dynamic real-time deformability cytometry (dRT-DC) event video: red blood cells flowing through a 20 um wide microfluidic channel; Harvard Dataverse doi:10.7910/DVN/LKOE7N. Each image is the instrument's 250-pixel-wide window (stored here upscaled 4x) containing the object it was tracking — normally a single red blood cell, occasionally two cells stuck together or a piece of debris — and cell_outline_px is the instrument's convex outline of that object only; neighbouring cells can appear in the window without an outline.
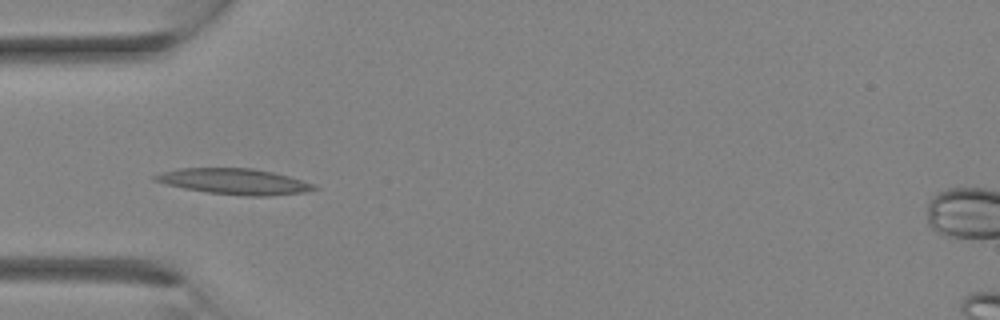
{"species": "Egyptian fruit bat (a non-hibernating species)", "species_latin": "Rousettus aegyptiacus", "temperature_condition": "room temperature", "stored_images_in_passage": 4, "camera_frame_rate_fps": 3000, "um_per_image_px": 0.085, "animal": {"sex": "female"}, "frame": {"image": 1, "passage_image": 4, "time_ms": 3.333, "image_size_px": [1000, 320], "cell_outline_px": [[320, 188], [304, 192], [264, 196], [244, 196], [208, 192], [184, 188], [152, 180], [152, 176], [176, 168], [252, 168], [272, 172], [288, 176], [312, 184]], "centroid_in_image_um": [19.89, 15.42], "position_along_channel_um": 65.1, "area_um2": 23.58}}